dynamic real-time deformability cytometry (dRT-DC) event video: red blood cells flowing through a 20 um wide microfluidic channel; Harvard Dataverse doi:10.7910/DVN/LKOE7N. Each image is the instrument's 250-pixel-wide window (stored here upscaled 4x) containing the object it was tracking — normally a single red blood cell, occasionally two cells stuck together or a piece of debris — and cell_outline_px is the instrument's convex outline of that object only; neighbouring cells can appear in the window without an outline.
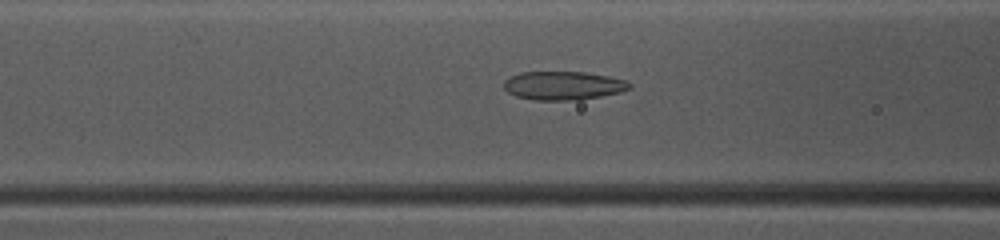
{"species": "common noctule bat (a hibernating species)", "species_latin": "Nyctalus noctula", "temperature_condition": "warm", "stored_images_in_passage": 49, "camera_frame_rate_fps": 3000, "um_per_image_px": 0.085, "animal": {"sex": "female", "body_mass_g": 10.0, "forearm_length_mm": 53.1}, "frame": {"image": 1, "passage_image": 20, "time_ms": 6.333, "image_size_px": [1000, 240], "cell_outline_px": [[632, 88], [620, 92], [580, 100], [536, 100], [516, 96], [508, 92], [504, 88], [504, 80], [520, 72], [584, 72], [608, 76], [628, 80], [632, 84]], "centroid_in_image_um": [47.91, 7.27], "position_along_channel_um": 118.7, "area_um2": 20.98}}
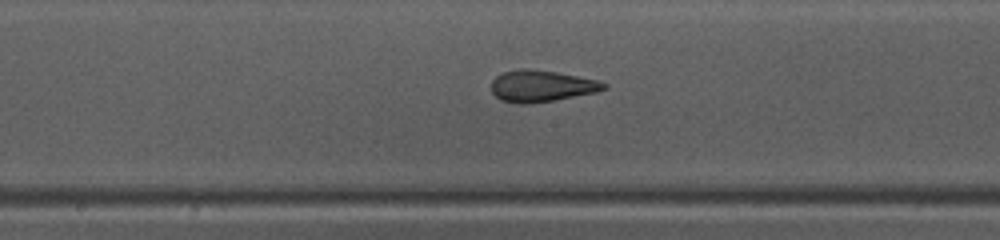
{"frame": {"image": 2, "passage_image": 26, "time_ms": 8.333, "image_size_px": [1000, 240], "cell_outline_px": [[608, 88], [596, 92], [552, 100], [528, 104], [520, 104], [500, 100], [492, 92], [492, 80], [496, 76], [504, 72], [520, 68], [528, 68], [556, 72], [600, 80], [608, 84]], "centroid_in_image_um": [46.04, 7.3], "position_along_channel_um": 202.2, "area_um2": 20.69}}
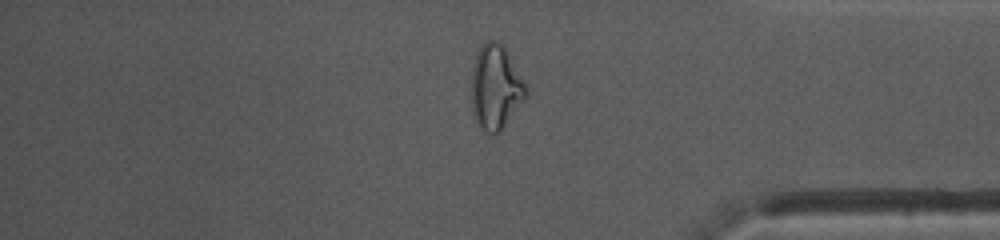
{"frame": {"image": 3, "passage_image": 41, "time_ms": 13.333, "image_size_px": [1000, 240], "cell_outline_px": [[528, 92], [500, 132], [484, 132], [480, 128], [476, 120], [472, 108], [472, 64], [476, 52], [480, 44], [484, 40], [500, 40], [504, 44]], "centroid_in_image_um": [42.08, 7.34], "position_along_channel_um": 393.1, "area_um2": 26.65}, "authors_computed_cell_mechanics": {"area_um2": 22.7154, "velocity_mm_per_s": 4.151, "shape_relaxation_time_tau1_ms": 9.2085, "shape_relaxation_time_tau2_ms": 1.6272, "deformation_change_tau1": 0.2832, "deformation_change_tau2": 0.1019}}